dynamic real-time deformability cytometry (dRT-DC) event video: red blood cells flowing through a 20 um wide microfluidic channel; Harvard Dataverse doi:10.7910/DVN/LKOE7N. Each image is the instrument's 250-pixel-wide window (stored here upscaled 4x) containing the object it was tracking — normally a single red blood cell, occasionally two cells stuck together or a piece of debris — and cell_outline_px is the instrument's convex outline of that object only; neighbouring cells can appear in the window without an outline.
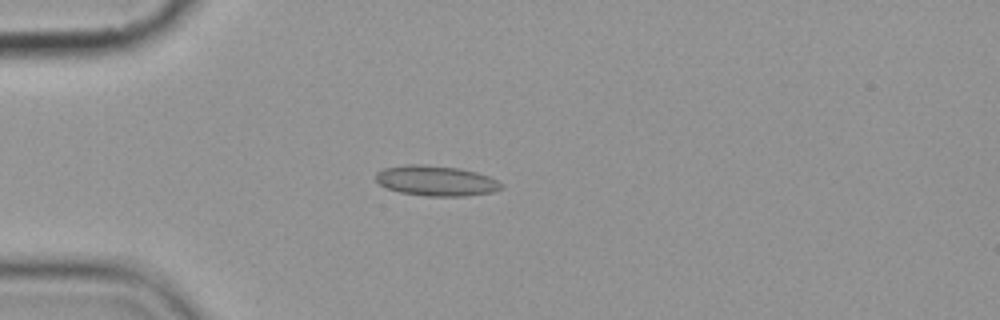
{"species": "common noctule bat (a hibernating species)", "species_latin": "Nyctalus noctula", "temperature_condition": "cold", "stored_images_in_passage": 8, "camera_frame_rate_fps": 3000, "um_per_image_px": 0.085, "animal": {"sex": "female", "body_mass_g": 19.9}, "frame": {"image": 1, "passage_image": 1, "time_ms": 0.0, "image_size_px": [1000, 320], "cell_outline_px": [[504, 188], [492, 192], [464, 196], [428, 196], [400, 192], [388, 188], [380, 184], [376, 180], [376, 172], [384, 168], [404, 164], [424, 164], [460, 168], [476, 172], [488, 176], [504, 184]], "centroid_in_image_um": [37.08, 15.35], "position_along_channel_um": 47.9, "area_um2": 22.2}}
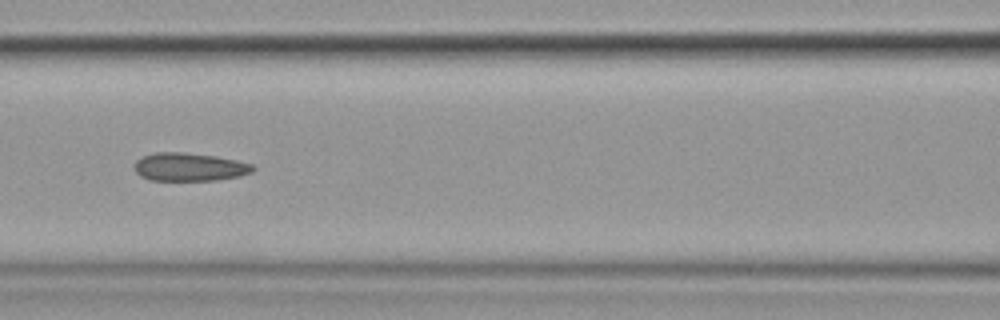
{"frame": {"image": 2, "passage_image": 4, "time_ms": 3.333, "image_size_px": [1000, 320], "cell_outline_px": [[256, 168], [252, 172], [240, 176], [216, 180], [148, 180], [140, 176], [136, 172], [132, 164], [136, 160], [144, 156], [156, 152], [184, 152], [216, 156], [236, 160], [252, 164]], "centroid_in_image_um": [16.08, 14.19], "position_along_channel_um": 150.5, "area_um2": 19.59}}
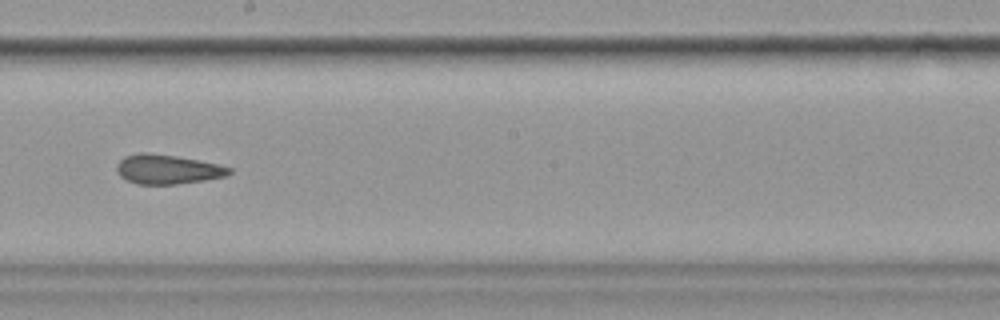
{"frame": {"image": 3, "passage_image": 6, "time_ms": 5.667, "image_size_px": [1000, 320], "cell_outline_px": [[232, 172], [228, 176], [204, 180], [176, 184], [136, 184], [120, 176], [116, 168], [116, 164], [124, 156], [140, 152], [148, 152], [176, 156], [216, 164], [232, 168]], "centroid_in_image_um": [14.22, 14.39], "position_along_channel_um": 234.0, "area_um2": 19.25}}